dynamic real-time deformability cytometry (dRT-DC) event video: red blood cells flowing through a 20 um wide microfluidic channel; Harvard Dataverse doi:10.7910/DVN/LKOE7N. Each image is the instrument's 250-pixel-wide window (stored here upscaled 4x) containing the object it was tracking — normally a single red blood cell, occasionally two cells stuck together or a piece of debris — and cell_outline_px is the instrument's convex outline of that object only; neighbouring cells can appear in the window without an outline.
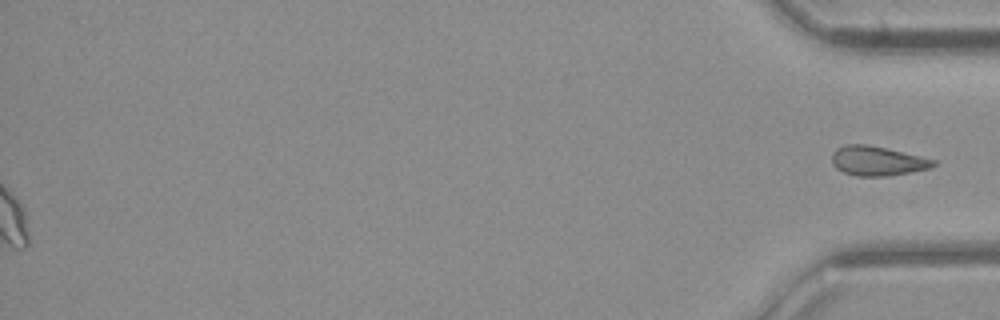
{"species": "common noctule bat (a hibernating species)", "species_latin": "Nyctalus noctula", "temperature_condition": "cold", "stored_images_in_passage": 45, "segment_of_instrument_passage": [2, 2], "camera_frame_rate_fps": 3000, "um_per_image_px": 0.085, "animal": {"sex": "female", "body_mass_g": 21.9}, "frame": {"image": 1, "passage_image": 45, "time_ms": 14.667, "image_size_px": [1000, 320], "cell_outline_px": [[936, 164], [928, 168], [888, 176], [856, 176], [844, 172], [836, 168], [832, 164], [832, 152], [836, 148], [844, 144], [868, 144], [920, 156], [936, 160]], "centroid_in_image_um": [74.52, 13.67], "position_along_channel_um": 360.7, "area_um2": 17.34}}